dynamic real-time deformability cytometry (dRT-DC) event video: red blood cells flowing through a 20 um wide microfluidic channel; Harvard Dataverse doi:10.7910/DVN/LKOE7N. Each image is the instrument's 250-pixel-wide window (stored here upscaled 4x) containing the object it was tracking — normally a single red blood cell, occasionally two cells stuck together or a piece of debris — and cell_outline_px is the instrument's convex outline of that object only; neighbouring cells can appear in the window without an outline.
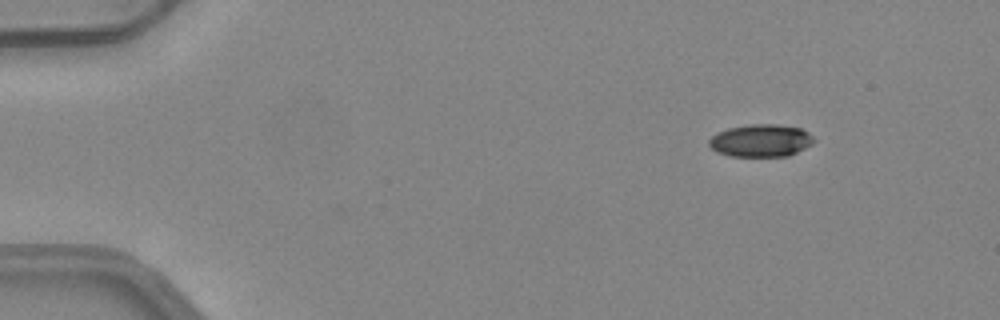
{"species": "common noctule bat (a hibernating species)", "species_latin": "Nyctalus noctula", "temperature_condition": "warm", "stored_images_in_passage": 4, "camera_frame_rate_fps": 3000, "um_per_image_px": 0.085, "animal": {"sex": "female", "body_mass_g": 24.6, "forearm_length_mm": 56.2}, "frame": {"image": 1, "passage_image": 4, "time_ms": 1.0, "image_size_px": [1000, 320], "cell_outline_px": [[816, 140], [812, 144], [788, 156], [732, 156], [716, 152], [708, 144], [708, 140], [716, 132], [728, 128], [752, 124], [780, 124], [800, 128], [808, 132]], "centroid_in_image_um": [64.66, 11.94], "position_along_channel_um": 20.3, "area_um2": 19.94}}